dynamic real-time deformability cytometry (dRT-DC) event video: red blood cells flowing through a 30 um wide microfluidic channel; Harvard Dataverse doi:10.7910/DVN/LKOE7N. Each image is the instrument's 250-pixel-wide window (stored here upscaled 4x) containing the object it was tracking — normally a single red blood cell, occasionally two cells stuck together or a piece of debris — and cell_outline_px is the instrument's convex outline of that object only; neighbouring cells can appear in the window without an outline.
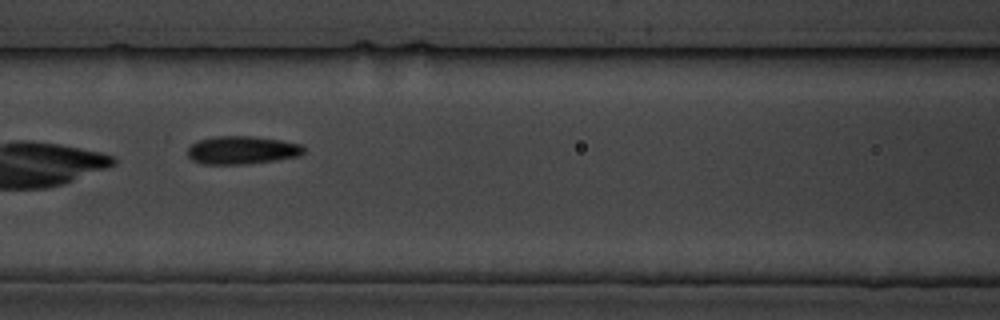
{"species": "common noctule bat (a hibernating species)", "species_latin": "Nyctalus noctula", "temperature_condition": "cold", "stored_images_in_passage": 8, "camera_frame_rate_fps": 3000, "um_per_image_px": 0.085, "animal": {"sex": "male", "body_mass_g": 19.5, "forearm_length_mm": 54.6}, "frame": {"image": 1, "passage_image": 7, "time_ms": 6.667, "image_size_px": [1000, 320], "cell_outline_px": [[304, 152], [296, 156], [248, 164], [204, 164], [192, 160], [188, 156], [188, 148], [192, 144], [200, 140], [212, 136], [252, 136], [280, 140], [300, 144], [304, 148]], "centroid_in_image_um": [20.53, 12.75], "position_along_channel_um": 146.1, "area_um2": 18.79}}